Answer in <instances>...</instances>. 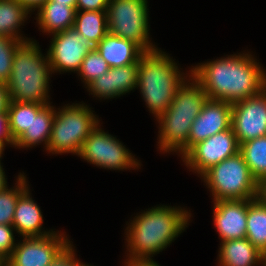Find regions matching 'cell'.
<instances>
[{"label":"cell","instance_id":"1","mask_svg":"<svg viewBox=\"0 0 266 266\" xmlns=\"http://www.w3.org/2000/svg\"><path fill=\"white\" fill-rule=\"evenodd\" d=\"M244 52V53H243ZM237 52L191 68V77L209 99L229 103L247 99L266 88V70L250 51Z\"/></svg>","mask_w":266,"mask_h":266},{"label":"cell","instance_id":"2","mask_svg":"<svg viewBox=\"0 0 266 266\" xmlns=\"http://www.w3.org/2000/svg\"><path fill=\"white\" fill-rule=\"evenodd\" d=\"M191 211L181 206L160 205L141 210L125 228L126 259L134 262L155 261L152 257L165 250L191 222Z\"/></svg>","mask_w":266,"mask_h":266},{"label":"cell","instance_id":"3","mask_svg":"<svg viewBox=\"0 0 266 266\" xmlns=\"http://www.w3.org/2000/svg\"><path fill=\"white\" fill-rule=\"evenodd\" d=\"M174 60L161 48L145 52L139 59L136 89L156 119L168 109L177 90L191 76V69L183 72Z\"/></svg>","mask_w":266,"mask_h":266},{"label":"cell","instance_id":"4","mask_svg":"<svg viewBox=\"0 0 266 266\" xmlns=\"http://www.w3.org/2000/svg\"><path fill=\"white\" fill-rule=\"evenodd\" d=\"M208 95L190 76L177 90L168 109L157 119V148L163 153H176L181 158L187 153L191 125L202 111Z\"/></svg>","mask_w":266,"mask_h":266},{"label":"cell","instance_id":"5","mask_svg":"<svg viewBox=\"0 0 266 266\" xmlns=\"http://www.w3.org/2000/svg\"><path fill=\"white\" fill-rule=\"evenodd\" d=\"M35 39L24 42L14 53L7 88L10 101L31 102L47 106L50 102L52 70L47 54Z\"/></svg>","mask_w":266,"mask_h":266},{"label":"cell","instance_id":"6","mask_svg":"<svg viewBox=\"0 0 266 266\" xmlns=\"http://www.w3.org/2000/svg\"><path fill=\"white\" fill-rule=\"evenodd\" d=\"M58 109V110H57ZM83 101L55 107L48 154L78 155L85 139L101 123V119Z\"/></svg>","mask_w":266,"mask_h":266},{"label":"cell","instance_id":"7","mask_svg":"<svg viewBox=\"0 0 266 266\" xmlns=\"http://www.w3.org/2000/svg\"><path fill=\"white\" fill-rule=\"evenodd\" d=\"M200 178L213 196L212 202L257 198V182L240 152L213 165Z\"/></svg>","mask_w":266,"mask_h":266},{"label":"cell","instance_id":"8","mask_svg":"<svg viewBox=\"0 0 266 266\" xmlns=\"http://www.w3.org/2000/svg\"><path fill=\"white\" fill-rule=\"evenodd\" d=\"M108 32L137 44L144 52L159 47L150 38L148 0H109Z\"/></svg>","mask_w":266,"mask_h":266},{"label":"cell","instance_id":"9","mask_svg":"<svg viewBox=\"0 0 266 266\" xmlns=\"http://www.w3.org/2000/svg\"><path fill=\"white\" fill-rule=\"evenodd\" d=\"M77 156L108 170H137L142 164L116 136L105 132L100 123L85 139Z\"/></svg>","mask_w":266,"mask_h":266},{"label":"cell","instance_id":"10","mask_svg":"<svg viewBox=\"0 0 266 266\" xmlns=\"http://www.w3.org/2000/svg\"><path fill=\"white\" fill-rule=\"evenodd\" d=\"M240 145L233 128L218 132L195 144L182 158L187 169L200 177L213 165L239 152Z\"/></svg>","mask_w":266,"mask_h":266},{"label":"cell","instance_id":"11","mask_svg":"<svg viewBox=\"0 0 266 266\" xmlns=\"http://www.w3.org/2000/svg\"><path fill=\"white\" fill-rule=\"evenodd\" d=\"M66 232L44 237H22L7 260V266H49L72 242Z\"/></svg>","mask_w":266,"mask_h":266},{"label":"cell","instance_id":"12","mask_svg":"<svg viewBox=\"0 0 266 266\" xmlns=\"http://www.w3.org/2000/svg\"><path fill=\"white\" fill-rule=\"evenodd\" d=\"M47 56L52 73L77 74L82 61L95 46L73 28L51 35ZM63 72V73H62Z\"/></svg>","mask_w":266,"mask_h":266},{"label":"cell","instance_id":"13","mask_svg":"<svg viewBox=\"0 0 266 266\" xmlns=\"http://www.w3.org/2000/svg\"><path fill=\"white\" fill-rule=\"evenodd\" d=\"M231 127L239 145L266 136V88L257 95L232 103Z\"/></svg>","mask_w":266,"mask_h":266},{"label":"cell","instance_id":"14","mask_svg":"<svg viewBox=\"0 0 266 266\" xmlns=\"http://www.w3.org/2000/svg\"><path fill=\"white\" fill-rule=\"evenodd\" d=\"M232 104L223 100L207 99L202 111L191 125L187 152L198 142L231 128Z\"/></svg>","mask_w":266,"mask_h":266},{"label":"cell","instance_id":"15","mask_svg":"<svg viewBox=\"0 0 266 266\" xmlns=\"http://www.w3.org/2000/svg\"><path fill=\"white\" fill-rule=\"evenodd\" d=\"M248 200L213 202V223L221 242L246 238Z\"/></svg>","mask_w":266,"mask_h":266},{"label":"cell","instance_id":"16","mask_svg":"<svg viewBox=\"0 0 266 266\" xmlns=\"http://www.w3.org/2000/svg\"><path fill=\"white\" fill-rule=\"evenodd\" d=\"M138 64L110 68L106 73L94 79L86 91L96 100L119 98L136 90Z\"/></svg>","mask_w":266,"mask_h":266},{"label":"cell","instance_id":"17","mask_svg":"<svg viewBox=\"0 0 266 266\" xmlns=\"http://www.w3.org/2000/svg\"><path fill=\"white\" fill-rule=\"evenodd\" d=\"M28 186L17 200L12 226L16 234L22 237H44L56 232L54 229L43 228V214L41 208L32 198ZM43 228V229H42ZM54 230V231H53Z\"/></svg>","mask_w":266,"mask_h":266},{"label":"cell","instance_id":"18","mask_svg":"<svg viewBox=\"0 0 266 266\" xmlns=\"http://www.w3.org/2000/svg\"><path fill=\"white\" fill-rule=\"evenodd\" d=\"M55 106L32 103V122L23 134L15 141L14 148H32L43 143L46 151L52 132Z\"/></svg>","mask_w":266,"mask_h":266},{"label":"cell","instance_id":"19","mask_svg":"<svg viewBox=\"0 0 266 266\" xmlns=\"http://www.w3.org/2000/svg\"><path fill=\"white\" fill-rule=\"evenodd\" d=\"M95 48L110 68L139 64L140 57L145 53L137 44L109 32Z\"/></svg>","mask_w":266,"mask_h":266},{"label":"cell","instance_id":"20","mask_svg":"<svg viewBox=\"0 0 266 266\" xmlns=\"http://www.w3.org/2000/svg\"><path fill=\"white\" fill-rule=\"evenodd\" d=\"M217 266H264L266 256L247 238L220 242Z\"/></svg>","mask_w":266,"mask_h":266},{"label":"cell","instance_id":"21","mask_svg":"<svg viewBox=\"0 0 266 266\" xmlns=\"http://www.w3.org/2000/svg\"><path fill=\"white\" fill-rule=\"evenodd\" d=\"M38 29L45 35H53L74 27L76 8L52 0L46 1L36 10Z\"/></svg>","mask_w":266,"mask_h":266},{"label":"cell","instance_id":"22","mask_svg":"<svg viewBox=\"0 0 266 266\" xmlns=\"http://www.w3.org/2000/svg\"><path fill=\"white\" fill-rule=\"evenodd\" d=\"M32 14L17 0H0V35L23 42L32 41V38L26 37L21 31Z\"/></svg>","mask_w":266,"mask_h":266},{"label":"cell","instance_id":"23","mask_svg":"<svg viewBox=\"0 0 266 266\" xmlns=\"http://www.w3.org/2000/svg\"><path fill=\"white\" fill-rule=\"evenodd\" d=\"M246 238L266 256V204L258 198L248 200Z\"/></svg>","mask_w":266,"mask_h":266},{"label":"cell","instance_id":"24","mask_svg":"<svg viewBox=\"0 0 266 266\" xmlns=\"http://www.w3.org/2000/svg\"><path fill=\"white\" fill-rule=\"evenodd\" d=\"M74 29L96 46L108 33L107 11H77Z\"/></svg>","mask_w":266,"mask_h":266},{"label":"cell","instance_id":"25","mask_svg":"<svg viewBox=\"0 0 266 266\" xmlns=\"http://www.w3.org/2000/svg\"><path fill=\"white\" fill-rule=\"evenodd\" d=\"M239 152L243 155L250 173L257 183L266 177V136L241 143Z\"/></svg>","mask_w":266,"mask_h":266},{"label":"cell","instance_id":"26","mask_svg":"<svg viewBox=\"0 0 266 266\" xmlns=\"http://www.w3.org/2000/svg\"><path fill=\"white\" fill-rule=\"evenodd\" d=\"M15 177L17 178L14 187L8 186L0 192V224L12 225L19 195L30 186L24 172Z\"/></svg>","mask_w":266,"mask_h":266},{"label":"cell","instance_id":"27","mask_svg":"<svg viewBox=\"0 0 266 266\" xmlns=\"http://www.w3.org/2000/svg\"><path fill=\"white\" fill-rule=\"evenodd\" d=\"M7 111L9 130L13 140L16 141L32 122V103L10 101Z\"/></svg>","mask_w":266,"mask_h":266},{"label":"cell","instance_id":"28","mask_svg":"<svg viewBox=\"0 0 266 266\" xmlns=\"http://www.w3.org/2000/svg\"><path fill=\"white\" fill-rule=\"evenodd\" d=\"M109 69L110 67L106 60L95 48L94 50H91L84 58L77 75L78 77L80 76V79L86 88L94 79H97Z\"/></svg>","mask_w":266,"mask_h":266},{"label":"cell","instance_id":"29","mask_svg":"<svg viewBox=\"0 0 266 266\" xmlns=\"http://www.w3.org/2000/svg\"><path fill=\"white\" fill-rule=\"evenodd\" d=\"M23 43L21 40L0 35V83H8L11 76L14 53Z\"/></svg>","mask_w":266,"mask_h":266},{"label":"cell","instance_id":"30","mask_svg":"<svg viewBox=\"0 0 266 266\" xmlns=\"http://www.w3.org/2000/svg\"><path fill=\"white\" fill-rule=\"evenodd\" d=\"M15 228L12 225L0 224V255L7 260L10 258L17 242L14 236Z\"/></svg>","mask_w":266,"mask_h":266},{"label":"cell","instance_id":"31","mask_svg":"<svg viewBox=\"0 0 266 266\" xmlns=\"http://www.w3.org/2000/svg\"><path fill=\"white\" fill-rule=\"evenodd\" d=\"M77 258L76 249L71 242L49 266H86Z\"/></svg>","mask_w":266,"mask_h":266},{"label":"cell","instance_id":"32","mask_svg":"<svg viewBox=\"0 0 266 266\" xmlns=\"http://www.w3.org/2000/svg\"><path fill=\"white\" fill-rule=\"evenodd\" d=\"M0 143L6 147L14 148L15 141L13 140L9 130L8 112H0Z\"/></svg>","mask_w":266,"mask_h":266},{"label":"cell","instance_id":"33","mask_svg":"<svg viewBox=\"0 0 266 266\" xmlns=\"http://www.w3.org/2000/svg\"><path fill=\"white\" fill-rule=\"evenodd\" d=\"M109 0H77V11H106Z\"/></svg>","mask_w":266,"mask_h":266},{"label":"cell","instance_id":"34","mask_svg":"<svg viewBox=\"0 0 266 266\" xmlns=\"http://www.w3.org/2000/svg\"><path fill=\"white\" fill-rule=\"evenodd\" d=\"M9 93L6 84L0 83V112H8Z\"/></svg>","mask_w":266,"mask_h":266},{"label":"cell","instance_id":"35","mask_svg":"<svg viewBox=\"0 0 266 266\" xmlns=\"http://www.w3.org/2000/svg\"><path fill=\"white\" fill-rule=\"evenodd\" d=\"M22 4L30 13L36 12V10L48 0H17Z\"/></svg>","mask_w":266,"mask_h":266},{"label":"cell","instance_id":"36","mask_svg":"<svg viewBox=\"0 0 266 266\" xmlns=\"http://www.w3.org/2000/svg\"><path fill=\"white\" fill-rule=\"evenodd\" d=\"M257 198L266 204V177L257 183Z\"/></svg>","mask_w":266,"mask_h":266},{"label":"cell","instance_id":"37","mask_svg":"<svg viewBox=\"0 0 266 266\" xmlns=\"http://www.w3.org/2000/svg\"><path fill=\"white\" fill-rule=\"evenodd\" d=\"M2 158H0V192L5 190L8 187V183H7V176L6 173L4 171L2 162H1Z\"/></svg>","mask_w":266,"mask_h":266},{"label":"cell","instance_id":"38","mask_svg":"<svg viewBox=\"0 0 266 266\" xmlns=\"http://www.w3.org/2000/svg\"><path fill=\"white\" fill-rule=\"evenodd\" d=\"M61 4H68L70 7L76 8L77 0H52Z\"/></svg>","mask_w":266,"mask_h":266},{"label":"cell","instance_id":"39","mask_svg":"<svg viewBox=\"0 0 266 266\" xmlns=\"http://www.w3.org/2000/svg\"><path fill=\"white\" fill-rule=\"evenodd\" d=\"M0 266H7V259L0 255Z\"/></svg>","mask_w":266,"mask_h":266},{"label":"cell","instance_id":"40","mask_svg":"<svg viewBox=\"0 0 266 266\" xmlns=\"http://www.w3.org/2000/svg\"><path fill=\"white\" fill-rule=\"evenodd\" d=\"M5 151V147L0 143V158H2L3 157V155H4V152ZM3 154V155H2Z\"/></svg>","mask_w":266,"mask_h":266}]
</instances>
